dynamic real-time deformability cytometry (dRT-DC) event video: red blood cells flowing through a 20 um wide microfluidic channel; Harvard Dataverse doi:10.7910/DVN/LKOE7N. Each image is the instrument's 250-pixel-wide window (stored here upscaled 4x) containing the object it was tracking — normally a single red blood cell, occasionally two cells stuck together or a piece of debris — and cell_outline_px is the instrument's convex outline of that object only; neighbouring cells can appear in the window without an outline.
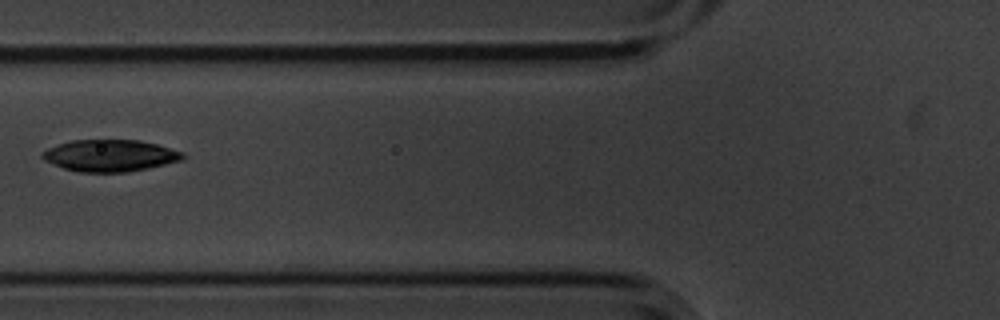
{"species": "common noctule bat (a hibernating species)", "species_latin": "Nyctalus noctula", "temperature_condition": "cold", "stored_images_in_passage": 6, "camera_frame_rate_fps": 3000, "um_per_image_px": 0.085, "animal": {"sex": "male", "body_mass_g": 20.1, "forearm_length_mm": 53.5}, "frame": {"image": 1, "passage_image": 6, "time_ms": 1.667, "image_size_px": [1000, 320], "cell_outline_px": [[184, 156], [180, 160], [148, 168], [128, 172], [80, 172], [64, 168], [44, 160], [40, 156], [40, 152], [48, 148], [72, 140], [140, 140], [156, 144], [184, 152]], "centroid_in_image_um": [9.33, 13.22], "position_along_channel_um": 116.5, "area_um2": 25.84}}